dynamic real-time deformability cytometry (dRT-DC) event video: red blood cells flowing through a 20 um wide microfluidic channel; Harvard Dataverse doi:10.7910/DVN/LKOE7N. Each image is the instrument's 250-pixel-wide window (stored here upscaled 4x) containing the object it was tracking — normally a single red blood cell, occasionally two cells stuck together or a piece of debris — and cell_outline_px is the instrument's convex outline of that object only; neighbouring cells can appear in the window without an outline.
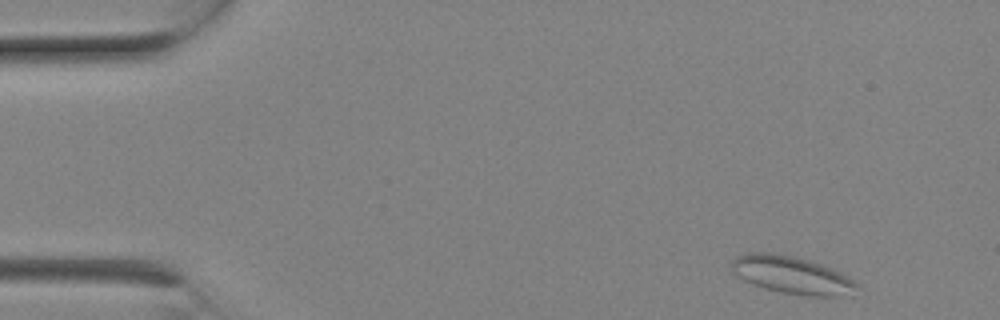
{"species": "Egyptian fruit bat (a non-hibernating species)", "species_latin": "Rousettus aegyptiacus", "temperature_condition": "room temperature", "stored_images_in_passage": 6, "camera_frame_rate_fps": 3000, "um_per_image_px": 0.085, "animal": {"sex": "female"}, "frame": {"image": 1, "passage_image": 1, "time_ms": 0.0, "image_size_px": [1000, 320], "cell_outline_px": [[860, 284], [840, 296], [804, 296], [764, 288], [752, 284], [736, 276], [732, 272], [728, 264], [736, 256], [748, 252], [768, 252], [792, 256], [808, 260], [820, 264], [840, 272], [848, 276]], "centroid_in_image_um": [67.2, 23.35], "position_along_channel_um": 17.8, "area_um2": 27.22}}